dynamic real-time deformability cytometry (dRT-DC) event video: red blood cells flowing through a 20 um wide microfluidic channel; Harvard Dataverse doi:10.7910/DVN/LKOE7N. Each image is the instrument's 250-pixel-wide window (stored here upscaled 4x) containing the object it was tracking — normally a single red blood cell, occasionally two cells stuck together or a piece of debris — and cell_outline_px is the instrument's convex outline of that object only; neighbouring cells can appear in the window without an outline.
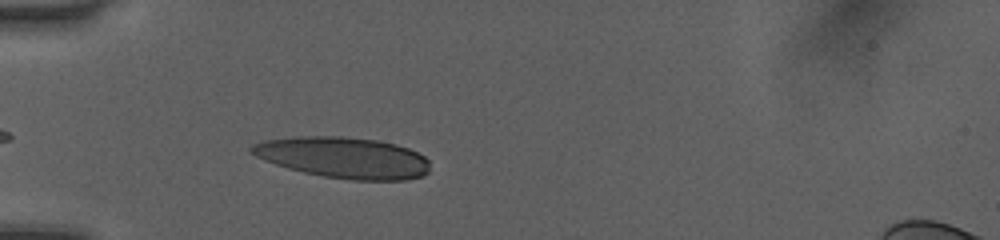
{"species": "human", "species_latin": "Homo sapiens", "temperature_condition": "room temperature", "stored_images_in_passage": 35, "camera_frame_rate_fps": 3000, "um_per_image_px": 0.085, "donor": {"sex": "female"}, "frame": {"image": 1, "passage_image": 3, "time_ms": 0.667, "image_size_px": [1000, 240], "cell_outline_px": [[428, 172], [420, 176], [408, 180], [352, 180], [324, 176], [304, 172], [288, 168], [264, 160], [248, 152], [248, 148], [252, 144], [264, 140], [292, 136], [340, 136], [376, 140], [396, 144], [408, 148], [424, 156], [428, 160]], "centroid_in_image_um": [29.15, 13.38], "position_along_channel_um": 55.8, "area_um2": 42.77}}
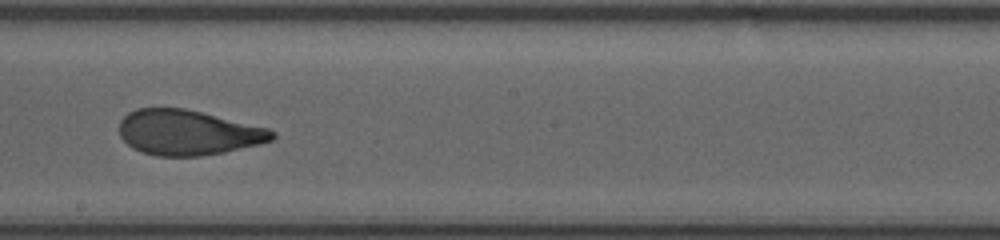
{"frame": {"image": 2, "passage_image": 17, "time_ms": 5.333, "image_size_px": [1000, 240], "cell_outline_px": [[276, 136], [272, 140], [260, 144], [224, 152], [200, 156], [156, 156], [140, 152], [132, 148], [120, 136], [120, 120], [128, 112], [136, 108], [184, 108], [268, 128], [276, 132]], "centroid_in_image_um": [15.96, 11.27], "position_along_channel_um": 232.2, "area_um2": 40.23}}
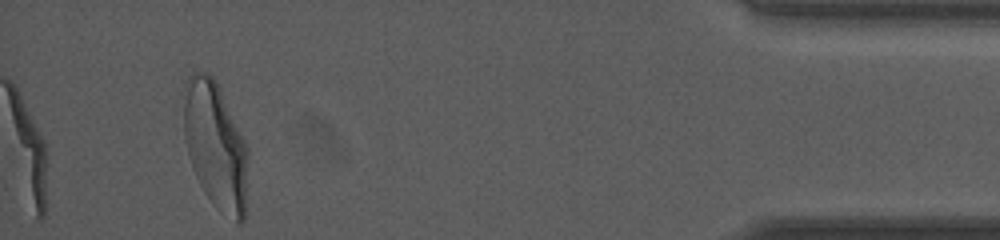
{"frame": {"image": 3, "passage_image": 35, "time_ms": 11.333, "image_size_px": [1000, 240], "cell_outline_px": [[248, 156], [244, 220], [240, 224], [236, 224], [220, 212], [212, 204], [204, 192], [196, 176], [188, 156], [184, 136], [184, 80], [196, 72], [208, 72], [216, 80], [220, 88], [248, 148]], "centroid_in_image_um": [18.31, 12.39], "position_along_channel_um": 416.9, "area_um2": 47.92}, "authors_computed_cell_mechanics": {"area_um2": 41.4426, "velocity_mm_per_s": 4.0693, "shape_relaxation_time_tau1_ms": 4.8711, "shape_relaxation_time_tau2_ms": 0.9547, "deformation_change_tau1": 0.1969, "deformation_change_tau2": 0.0756}}